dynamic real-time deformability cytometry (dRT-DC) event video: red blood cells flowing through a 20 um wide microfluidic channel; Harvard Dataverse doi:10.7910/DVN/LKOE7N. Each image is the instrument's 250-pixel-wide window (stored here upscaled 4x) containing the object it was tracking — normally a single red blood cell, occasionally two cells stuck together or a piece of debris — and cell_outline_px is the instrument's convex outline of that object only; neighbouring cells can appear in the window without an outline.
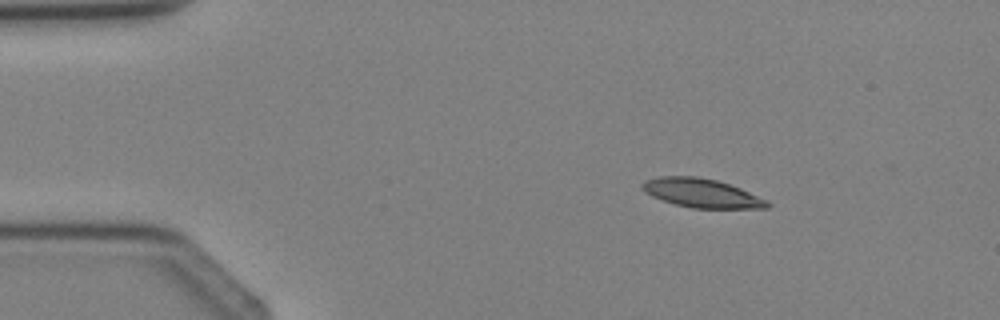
{"species": "Egyptian fruit bat (a non-hibernating species)", "species_latin": "Rousettus aegyptiacus", "temperature_condition": "cold", "stored_images_in_passage": 2, "camera_frame_rate_fps": 3000, "um_per_image_px": 0.085, "animal": {"sex": "female"}, "frame": {"image": 1, "passage_image": 1, "time_ms": 0.0, "image_size_px": [1000, 320], "cell_outline_px": [[772, 204], [768, 208], [692, 208], [676, 204], [652, 196], [644, 192], [640, 188], [640, 184], [644, 180], [656, 176], [700, 176], [716, 180], [740, 188], [768, 200]], "centroid_in_image_um": [59.61, 16.4], "position_along_channel_um": 25.4, "area_um2": 21.15}}